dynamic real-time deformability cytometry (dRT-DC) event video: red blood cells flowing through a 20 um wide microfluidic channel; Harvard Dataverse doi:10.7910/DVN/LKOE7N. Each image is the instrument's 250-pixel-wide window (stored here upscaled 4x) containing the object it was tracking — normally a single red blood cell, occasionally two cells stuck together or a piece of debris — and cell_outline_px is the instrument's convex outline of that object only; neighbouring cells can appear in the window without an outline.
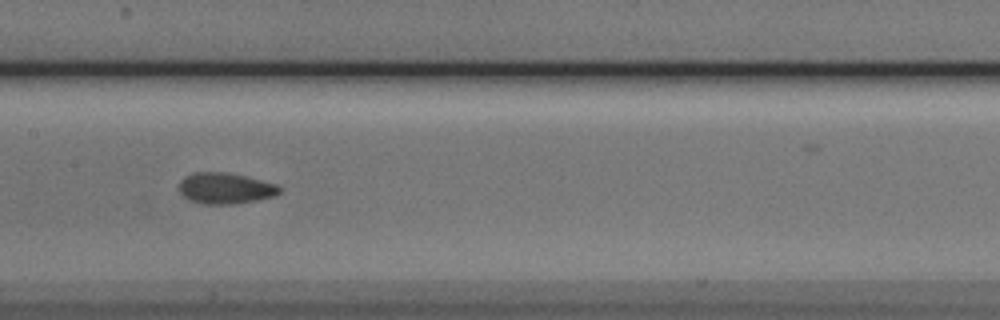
{"species": "Egyptian fruit bat (a non-hibernating species)", "species_latin": "Rousettus aegyptiacus", "temperature_condition": "cold", "stored_images_in_passage": 39, "camera_frame_rate_fps": 3000, "um_per_image_px": 0.085, "animal": {"sex": "male"}, "frame": {"image": 1, "passage_image": 12, "time_ms": 3.667, "image_size_px": [1000, 320], "cell_outline_px": [[284, 188], [276, 196], [236, 204], [200, 204], [184, 196], [180, 192], [180, 180], [184, 176], [192, 172], [224, 172], [244, 176], [276, 184]], "centroid_in_image_um": [19.17, 16.01], "position_along_channel_um": 188.2, "area_um2": 18.21}, "authors_computed_cell_mechanics": {"area_um2": 17.8024, "velocity_mm_per_s": 3.8198, "shape_relaxation_time_tau1_ms": 6.4073, "shape_relaxation_time_tau2_ms": 2.0422, "deformation_change_tau1": 0.127, "deformation_change_tau2": 0.0621}}